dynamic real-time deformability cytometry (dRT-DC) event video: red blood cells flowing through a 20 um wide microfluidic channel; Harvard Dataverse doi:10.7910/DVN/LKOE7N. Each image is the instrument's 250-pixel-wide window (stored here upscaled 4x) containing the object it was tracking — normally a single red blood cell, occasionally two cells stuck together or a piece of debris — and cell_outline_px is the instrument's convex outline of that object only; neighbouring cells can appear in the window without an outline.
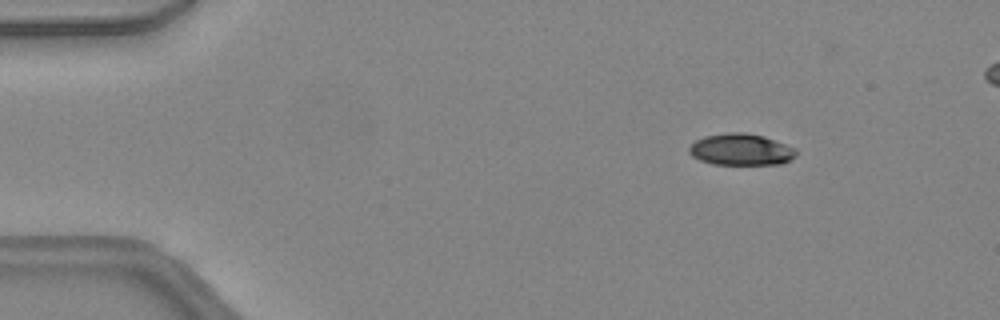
{"species": "common noctule bat (a hibernating species)", "species_latin": "Nyctalus noctula", "temperature_condition": "warm", "stored_images_in_passage": 5, "camera_frame_rate_fps": 3000, "um_per_image_px": 0.085, "animal": {"sex": "female", "body_mass_g": 24.6, "forearm_length_mm": 56.2}, "frame": {"image": 1, "passage_image": 1, "time_ms": 0.0, "image_size_px": [1000, 320], "cell_outline_px": [[796, 156], [780, 164], [716, 164], [700, 160], [692, 156], [688, 152], [688, 148], [696, 140], [704, 136], [728, 132], [744, 132], [764, 136], [796, 148]], "centroid_in_image_um": [62.97, 12.7], "position_along_channel_um": 22.0, "area_um2": 19.65}}